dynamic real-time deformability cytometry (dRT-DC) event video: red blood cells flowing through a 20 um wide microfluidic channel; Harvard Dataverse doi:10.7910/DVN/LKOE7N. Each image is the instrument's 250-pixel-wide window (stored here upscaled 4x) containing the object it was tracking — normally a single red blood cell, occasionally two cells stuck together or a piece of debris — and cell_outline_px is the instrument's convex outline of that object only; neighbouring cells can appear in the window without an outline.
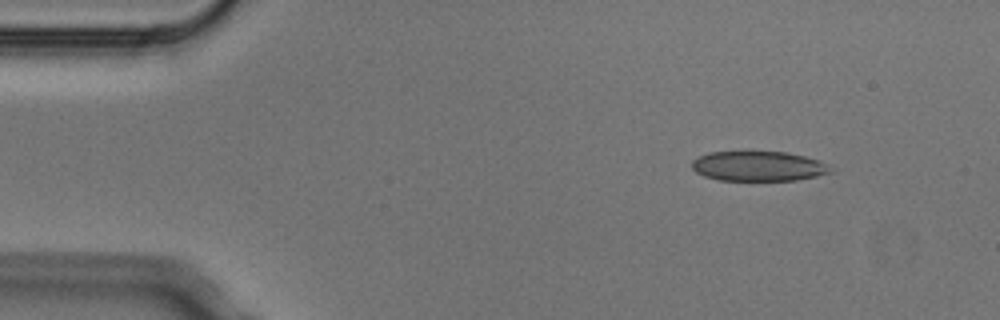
{"species": "Egyptian fruit bat (a non-hibernating species)", "species_latin": "Rousettus aegyptiacus", "temperature_condition": "cold", "stored_images_in_passage": 3, "camera_frame_rate_fps": 3000, "um_per_image_px": 0.085, "animal": {"sex": "male"}, "frame": {"image": 1, "passage_image": 1, "time_ms": 0.0, "image_size_px": [1000, 320], "cell_outline_px": [[836, 172], [796, 180], [720, 180], [704, 176], [696, 172], [692, 168], [692, 160], [696, 156], [708, 152], [748, 148], [788, 152], [820, 160], [828, 164]], "centroid_in_image_um": [64.45, 14.06], "position_along_channel_um": 20.6, "area_um2": 25.49}}